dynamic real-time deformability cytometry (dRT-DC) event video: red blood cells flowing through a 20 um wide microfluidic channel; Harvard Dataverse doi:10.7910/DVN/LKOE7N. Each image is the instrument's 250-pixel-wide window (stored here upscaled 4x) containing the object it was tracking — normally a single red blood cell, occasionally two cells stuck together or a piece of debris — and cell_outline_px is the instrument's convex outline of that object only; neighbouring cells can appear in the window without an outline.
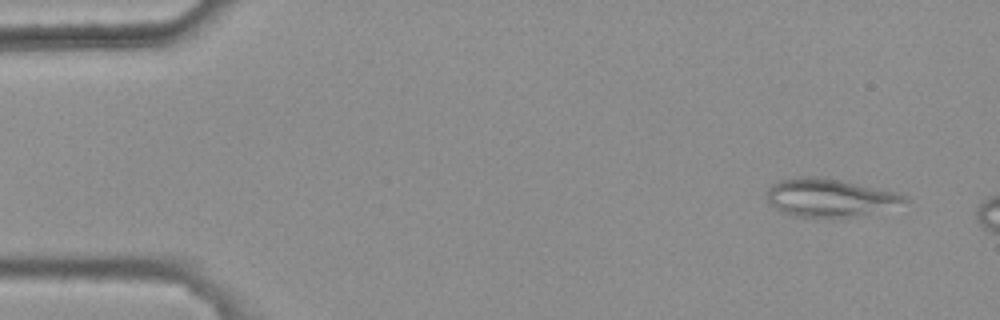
{"species": "common noctule bat (a hibernating species)", "species_latin": "Nyctalus noctula", "temperature_condition": "warm", "stored_images_in_passage": 3, "camera_frame_rate_fps": 3000, "um_per_image_px": 0.085, "animal": {"sex": "female", "body_mass_g": 25.1}, "frame": {"image": 1, "passage_image": 1, "time_ms": 0.0, "image_size_px": [1000, 320], "cell_outline_px": [[908, 200], [864, 212], [832, 220], [828, 220], [796, 216], [780, 212], [768, 200], [768, 188], [772, 184], [780, 180], [804, 176], [816, 176], [840, 180], [892, 192], [908, 196]], "centroid_in_image_um": [70.35, 16.8], "position_along_channel_um": 14.7, "area_um2": 29.59}}